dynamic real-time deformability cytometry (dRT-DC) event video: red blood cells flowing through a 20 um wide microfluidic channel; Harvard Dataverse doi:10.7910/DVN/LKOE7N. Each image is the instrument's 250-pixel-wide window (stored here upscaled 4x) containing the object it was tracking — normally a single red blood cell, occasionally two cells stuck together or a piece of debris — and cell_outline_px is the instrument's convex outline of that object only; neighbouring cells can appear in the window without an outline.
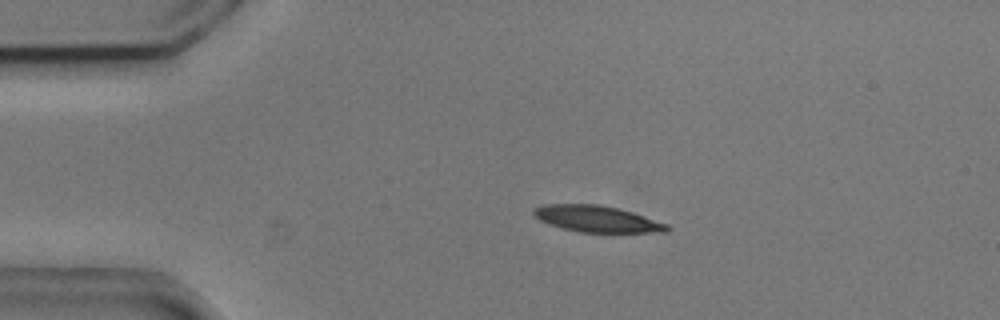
{"species": "common noctule bat (a hibernating species)", "species_latin": "Nyctalus noctula", "temperature_condition": "cold", "stored_images_in_passage": 4, "camera_frame_rate_fps": 3000, "um_per_image_px": 0.085, "animal": {"sex": "male", "body_mass_g": 20.5, "forearm_length_mm": 52.5}, "frame": {"image": 1, "passage_image": 3, "time_ms": 0.667, "image_size_px": [1000, 320], "cell_outline_px": [[672, 228], [668, 232], [580, 232], [564, 228], [540, 220], [532, 212], [532, 208], [544, 204], [600, 204], [632, 212], [668, 224]], "centroid_in_image_um": [50.77, 18.6], "position_along_channel_um": 34.2, "area_um2": 20.35}}